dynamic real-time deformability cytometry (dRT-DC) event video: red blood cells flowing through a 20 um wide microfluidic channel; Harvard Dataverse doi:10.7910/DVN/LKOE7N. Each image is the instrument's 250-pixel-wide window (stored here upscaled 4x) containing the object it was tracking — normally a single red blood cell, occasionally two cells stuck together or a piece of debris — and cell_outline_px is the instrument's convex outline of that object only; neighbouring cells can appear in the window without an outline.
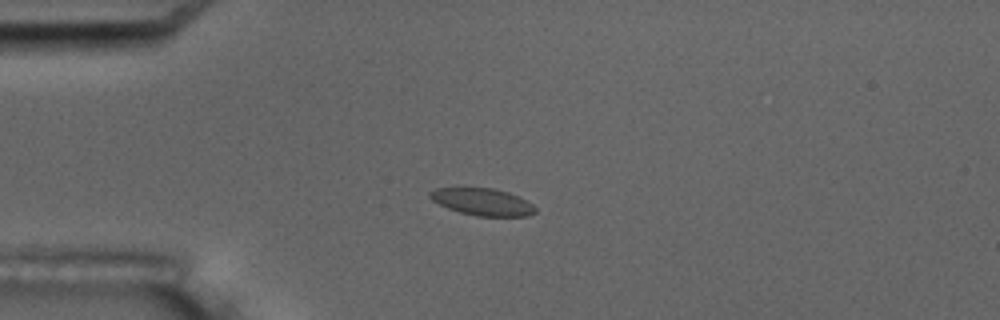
{"species": "common noctule bat (a hibernating species)", "species_latin": "Nyctalus noctula", "temperature_condition": "room temperature", "stored_images_in_passage": 7, "camera_frame_rate_fps": 3000, "um_per_image_px": 0.085, "animal": {"sex": "male", "body_mass_g": 17.5, "forearm_length_mm": 52.3}, "frame": {"image": 1, "passage_image": 4, "time_ms": 3.333, "image_size_px": [1000, 320], "cell_outline_px": [[536, 212], [528, 216], [476, 216], [460, 212], [448, 208], [432, 200], [428, 196], [428, 192], [436, 188], [492, 188], [508, 192], [520, 196], [532, 204], [536, 208]], "centroid_in_image_um": [41.02, 17.16], "position_along_channel_um": 44.0, "area_um2": 16.65}}